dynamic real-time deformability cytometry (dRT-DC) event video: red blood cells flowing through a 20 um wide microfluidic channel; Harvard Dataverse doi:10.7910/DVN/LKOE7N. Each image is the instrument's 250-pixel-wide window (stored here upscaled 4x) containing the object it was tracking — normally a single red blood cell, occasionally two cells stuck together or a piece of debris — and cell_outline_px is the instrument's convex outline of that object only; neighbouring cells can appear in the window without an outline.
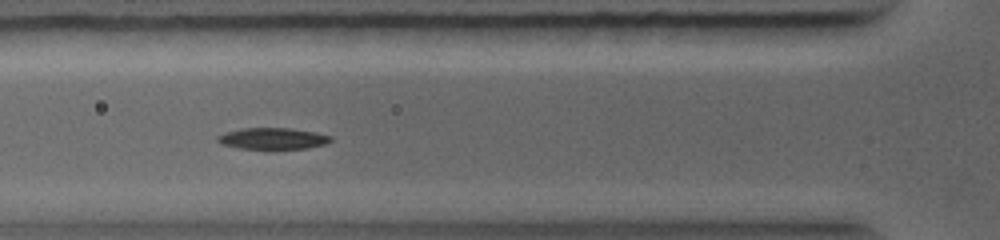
{"species": "common noctule bat (a hibernating species)", "species_latin": "Nyctalus noctula", "temperature_condition": "warm", "stored_images_in_passage": 7, "camera_frame_rate_fps": 5000, "um_per_image_px": 0.085, "animal": {"sex": "female", "body_mass_g": 19.0, "forearm_length_mm": 56.7}, "frame": {"image": 1, "passage_image": 6, "time_ms": 3.0, "image_size_px": [1000, 240], "cell_outline_px": [[332, 140], [324, 144], [304, 148], [240, 148], [224, 144], [216, 140], [216, 136], [224, 132], [240, 128], [288, 128], [312, 132], [332, 136]], "centroid_in_image_um": [23.13, 11.76], "position_along_channel_um": 102.7, "area_um2": 13.76}}